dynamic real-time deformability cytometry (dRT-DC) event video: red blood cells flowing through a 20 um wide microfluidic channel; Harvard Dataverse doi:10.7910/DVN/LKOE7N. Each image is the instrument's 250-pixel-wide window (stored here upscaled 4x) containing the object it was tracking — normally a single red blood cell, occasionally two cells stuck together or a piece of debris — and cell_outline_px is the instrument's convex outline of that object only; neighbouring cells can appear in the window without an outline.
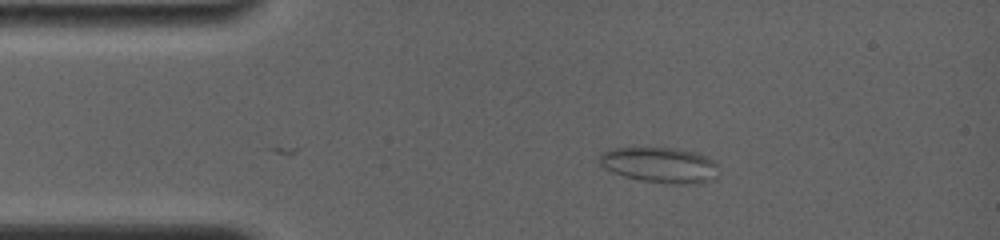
{"species": "common noctule bat (a hibernating species)", "species_latin": "Nyctalus noctula", "temperature_condition": "room temperature", "stored_images_in_passage": 108, "camera_frame_rate_fps": 4000, "um_per_image_px": 0.085, "animal": {"sex": "female", "body_mass_g": 19.0, "forearm_length_mm": 56.7}, "frame": {"image": 1, "passage_image": 1, "time_ms": 0.0, "image_size_px": [1000, 240], "cell_outline_px": [[716, 176], [712, 180], [696, 184], [668, 184], [644, 180], [624, 176], [612, 172], [604, 168], [600, 164], [600, 152], [608, 148], [676, 148], [696, 152], [716, 160]], "centroid_in_image_um": [56.09, 14.02], "position_along_channel_um": 28.9, "area_um2": 24.8}}
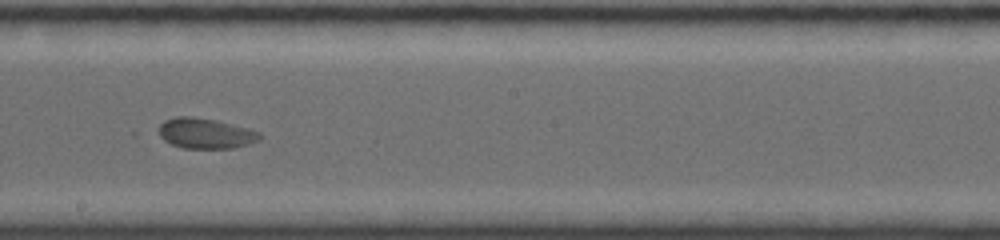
{"frame": {"image": 2, "passage_image": 50, "time_ms": 6.5, "image_size_px": [1000, 240], "cell_outline_px": [[260, 140], [248, 144], [232, 148], [184, 148], [172, 144], [164, 140], [160, 136], [160, 124], [164, 120], [176, 116], [192, 116], [216, 120], [248, 128], [260, 132]], "centroid_in_image_um": [17.47, 11.33], "position_along_channel_um": 230.7, "area_um2": 17.8}}
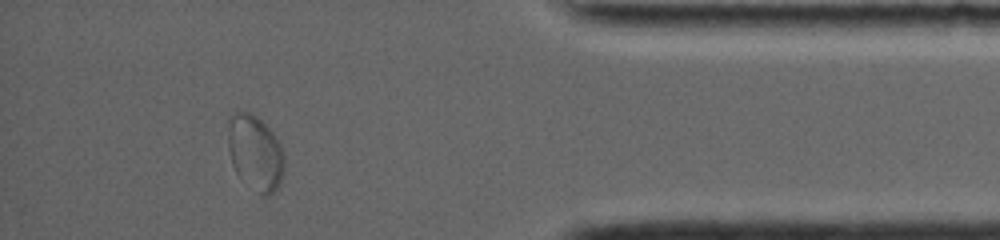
{"frame": {"image": 3, "passage_image": 91, "time_ms": 12.0, "image_size_px": [1000, 240], "cell_outline_px": [[284, 168], [280, 184], [268, 196], [264, 196], [240, 176], [236, 172], [232, 164], [228, 148], [228, 116], [240, 108], [252, 112], [276, 136], [284, 152]], "centroid_in_image_um": [21.68, 12.9], "position_along_channel_um": 413.5, "area_um2": 24.8}}